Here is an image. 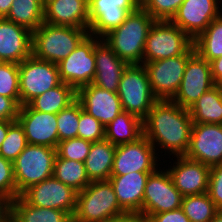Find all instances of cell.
<instances>
[{
  "label": "cell",
  "instance_id": "43",
  "mask_svg": "<svg viewBox=\"0 0 222 222\" xmlns=\"http://www.w3.org/2000/svg\"><path fill=\"white\" fill-rule=\"evenodd\" d=\"M19 108L12 98L0 95V120L16 121Z\"/></svg>",
  "mask_w": 222,
  "mask_h": 222
},
{
  "label": "cell",
  "instance_id": "23",
  "mask_svg": "<svg viewBox=\"0 0 222 222\" xmlns=\"http://www.w3.org/2000/svg\"><path fill=\"white\" fill-rule=\"evenodd\" d=\"M44 22L89 28L88 0H45Z\"/></svg>",
  "mask_w": 222,
  "mask_h": 222
},
{
  "label": "cell",
  "instance_id": "6",
  "mask_svg": "<svg viewBox=\"0 0 222 222\" xmlns=\"http://www.w3.org/2000/svg\"><path fill=\"white\" fill-rule=\"evenodd\" d=\"M56 149L28 144L13 161L17 197L34 184L53 176Z\"/></svg>",
  "mask_w": 222,
  "mask_h": 222
},
{
  "label": "cell",
  "instance_id": "27",
  "mask_svg": "<svg viewBox=\"0 0 222 222\" xmlns=\"http://www.w3.org/2000/svg\"><path fill=\"white\" fill-rule=\"evenodd\" d=\"M72 217L58 209L36 207L21 195L12 202L11 222H71Z\"/></svg>",
  "mask_w": 222,
  "mask_h": 222
},
{
  "label": "cell",
  "instance_id": "19",
  "mask_svg": "<svg viewBox=\"0 0 222 222\" xmlns=\"http://www.w3.org/2000/svg\"><path fill=\"white\" fill-rule=\"evenodd\" d=\"M77 100L81 103L83 110L101 122L104 127L123 111L117 93L102 89L92 83L77 90Z\"/></svg>",
  "mask_w": 222,
  "mask_h": 222
},
{
  "label": "cell",
  "instance_id": "4",
  "mask_svg": "<svg viewBox=\"0 0 222 222\" xmlns=\"http://www.w3.org/2000/svg\"><path fill=\"white\" fill-rule=\"evenodd\" d=\"M126 213L119 205L109 180L92 181L77 193L74 222H107Z\"/></svg>",
  "mask_w": 222,
  "mask_h": 222
},
{
  "label": "cell",
  "instance_id": "21",
  "mask_svg": "<svg viewBox=\"0 0 222 222\" xmlns=\"http://www.w3.org/2000/svg\"><path fill=\"white\" fill-rule=\"evenodd\" d=\"M32 55V32L0 18V62L19 64Z\"/></svg>",
  "mask_w": 222,
  "mask_h": 222
},
{
  "label": "cell",
  "instance_id": "2",
  "mask_svg": "<svg viewBox=\"0 0 222 222\" xmlns=\"http://www.w3.org/2000/svg\"><path fill=\"white\" fill-rule=\"evenodd\" d=\"M155 19L141 6L102 40L128 65L142 64L145 42Z\"/></svg>",
  "mask_w": 222,
  "mask_h": 222
},
{
  "label": "cell",
  "instance_id": "31",
  "mask_svg": "<svg viewBox=\"0 0 222 222\" xmlns=\"http://www.w3.org/2000/svg\"><path fill=\"white\" fill-rule=\"evenodd\" d=\"M195 52L211 62L222 56V15L220 14L193 40Z\"/></svg>",
  "mask_w": 222,
  "mask_h": 222
},
{
  "label": "cell",
  "instance_id": "14",
  "mask_svg": "<svg viewBox=\"0 0 222 222\" xmlns=\"http://www.w3.org/2000/svg\"><path fill=\"white\" fill-rule=\"evenodd\" d=\"M157 169L148 177L144 196L143 214L153 215L181 207L183 196L174 186L168 171Z\"/></svg>",
  "mask_w": 222,
  "mask_h": 222
},
{
  "label": "cell",
  "instance_id": "28",
  "mask_svg": "<svg viewBox=\"0 0 222 222\" xmlns=\"http://www.w3.org/2000/svg\"><path fill=\"white\" fill-rule=\"evenodd\" d=\"M76 99L77 91L72 86L61 82L58 86L32 99L28 105L36 111L58 114Z\"/></svg>",
  "mask_w": 222,
  "mask_h": 222
},
{
  "label": "cell",
  "instance_id": "32",
  "mask_svg": "<svg viewBox=\"0 0 222 222\" xmlns=\"http://www.w3.org/2000/svg\"><path fill=\"white\" fill-rule=\"evenodd\" d=\"M53 176L77 192L84 190L91 183L84 163L63 159L57 155L54 160Z\"/></svg>",
  "mask_w": 222,
  "mask_h": 222
},
{
  "label": "cell",
  "instance_id": "24",
  "mask_svg": "<svg viewBox=\"0 0 222 222\" xmlns=\"http://www.w3.org/2000/svg\"><path fill=\"white\" fill-rule=\"evenodd\" d=\"M94 56L96 71L92 84L117 93L121 76L128 64L120 59L102 39L95 45Z\"/></svg>",
  "mask_w": 222,
  "mask_h": 222
},
{
  "label": "cell",
  "instance_id": "42",
  "mask_svg": "<svg viewBox=\"0 0 222 222\" xmlns=\"http://www.w3.org/2000/svg\"><path fill=\"white\" fill-rule=\"evenodd\" d=\"M146 217L149 222H190L181 207L159 214L146 215Z\"/></svg>",
  "mask_w": 222,
  "mask_h": 222
},
{
  "label": "cell",
  "instance_id": "44",
  "mask_svg": "<svg viewBox=\"0 0 222 222\" xmlns=\"http://www.w3.org/2000/svg\"><path fill=\"white\" fill-rule=\"evenodd\" d=\"M13 200L0 195V222H11Z\"/></svg>",
  "mask_w": 222,
  "mask_h": 222
},
{
  "label": "cell",
  "instance_id": "18",
  "mask_svg": "<svg viewBox=\"0 0 222 222\" xmlns=\"http://www.w3.org/2000/svg\"><path fill=\"white\" fill-rule=\"evenodd\" d=\"M220 14L217 0H184L170 21L194 40Z\"/></svg>",
  "mask_w": 222,
  "mask_h": 222
},
{
  "label": "cell",
  "instance_id": "30",
  "mask_svg": "<svg viewBox=\"0 0 222 222\" xmlns=\"http://www.w3.org/2000/svg\"><path fill=\"white\" fill-rule=\"evenodd\" d=\"M44 5L45 0H14L5 19L33 32L44 22Z\"/></svg>",
  "mask_w": 222,
  "mask_h": 222
},
{
  "label": "cell",
  "instance_id": "34",
  "mask_svg": "<svg viewBox=\"0 0 222 222\" xmlns=\"http://www.w3.org/2000/svg\"><path fill=\"white\" fill-rule=\"evenodd\" d=\"M80 119V102L76 99L57 114L59 142L77 138Z\"/></svg>",
  "mask_w": 222,
  "mask_h": 222
},
{
  "label": "cell",
  "instance_id": "48",
  "mask_svg": "<svg viewBox=\"0 0 222 222\" xmlns=\"http://www.w3.org/2000/svg\"><path fill=\"white\" fill-rule=\"evenodd\" d=\"M14 0H0V18H5Z\"/></svg>",
  "mask_w": 222,
  "mask_h": 222
},
{
  "label": "cell",
  "instance_id": "11",
  "mask_svg": "<svg viewBox=\"0 0 222 222\" xmlns=\"http://www.w3.org/2000/svg\"><path fill=\"white\" fill-rule=\"evenodd\" d=\"M141 6V0H88L89 35L102 39Z\"/></svg>",
  "mask_w": 222,
  "mask_h": 222
},
{
  "label": "cell",
  "instance_id": "9",
  "mask_svg": "<svg viewBox=\"0 0 222 222\" xmlns=\"http://www.w3.org/2000/svg\"><path fill=\"white\" fill-rule=\"evenodd\" d=\"M195 53L192 46L185 54L144 63L150 86L158 100H172L177 94L188 59Z\"/></svg>",
  "mask_w": 222,
  "mask_h": 222
},
{
  "label": "cell",
  "instance_id": "29",
  "mask_svg": "<svg viewBox=\"0 0 222 222\" xmlns=\"http://www.w3.org/2000/svg\"><path fill=\"white\" fill-rule=\"evenodd\" d=\"M193 124H222V98L217 85L205 92L189 109Z\"/></svg>",
  "mask_w": 222,
  "mask_h": 222
},
{
  "label": "cell",
  "instance_id": "38",
  "mask_svg": "<svg viewBox=\"0 0 222 222\" xmlns=\"http://www.w3.org/2000/svg\"><path fill=\"white\" fill-rule=\"evenodd\" d=\"M184 0H141V7L155 20L170 21Z\"/></svg>",
  "mask_w": 222,
  "mask_h": 222
},
{
  "label": "cell",
  "instance_id": "5",
  "mask_svg": "<svg viewBox=\"0 0 222 222\" xmlns=\"http://www.w3.org/2000/svg\"><path fill=\"white\" fill-rule=\"evenodd\" d=\"M117 94L123 111L139 117L142 121L158 101L152 92L143 64H131L125 68Z\"/></svg>",
  "mask_w": 222,
  "mask_h": 222
},
{
  "label": "cell",
  "instance_id": "37",
  "mask_svg": "<svg viewBox=\"0 0 222 222\" xmlns=\"http://www.w3.org/2000/svg\"><path fill=\"white\" fill-rule=\"evenodd\" d=\"M92 142L82 138H72L61 141L56 148V155L63 159L84 163L89 154Z\"/></svg>",
  "mask_w": 222,
  "mask_h": 222
},
{
  "label": "cell",
  "instance_id": "20",
  "mask_svg": "<svg viewBox=\"0 0 222 222\" xmlns=\"http://www.w3.org/2000/svg\"><path fill=\"white\" fill-rule=\"evenodd\" d=\"M171 169H167L174 186L183 197L208 192L210 166L185 156H177Z\"/></svg>",
  "mask_w": 222,
  "mask_h": 222
},
{
  "label": "cell",
  "instance_id": "3",
  "mask_svg": "<svg viewBox=\"0 0 222 222\" xmlns=\"http://www.w3.org/2000/svg\"><path fill=\"white\" fill-rule=\"evenodd\" d=\"M88 29L43 22L32 32V55L37 59L58 64L89 34Z\"/></svg>",
  "mask_w": 222,
  "mask_h": 222
},
{
  "label": "cell",
  "instance_id": "12",
  "mask_svg": "<svg viewBox=\"0 0 222 222\" xmlns=\"http://www.w3.org/2000/svg\"><path fill=\"white\" fill-rule=\"evenodd\" d=\"M77 193L73 188L52 176L30 186L21 196L33 206L62 210L73 217Z\"/></svg>",
  "mask_w": 222,
  "mask_h": 222
},
{
  "label": "cell",
  "instance_id": "47",
  "mask_svg": "<svg viewBox=\"0 0 222 222\" xmlns=\"http://www.w3.org/2000/svg\"><path fill=\"white\" fill-rule=\"evenodd\" d=\"M15 121H8V120H0V146L3 143V141L6 138L7 132L9 127L14 123Z\"/></svg>",
  "mask_w": 222,
  "mask_h": 222
},
{
  "label": "cell",
  "instance_id": "33",
  "mask_svg": "<svg viewBox=\"0 0 222 222\" xmlns=\"http://www.w3.org/2000/svg\"><path fill=\"white\" fill-rule=\"evenodd\" d=\"M181 208L190 222H210L220 211L208 193L183 197Z\"/></svg>",
  "mask_w": 222,
  "mask_h": 222
},
{
  "label": "cell",
  "instance_id": "50",
  "mask_svg": "<svg viewBox=\"0 0 222 222\" xmlns=\"http://www.w3.org/2000/svg\"><path fill=\"white\" fill-rule=\"evenodd\" d=\"M217 86L219 87L220 95H221V98H222V83L217 84Z\"/></svg>",
  "mask_w": 222,
  "mask_h": 222
},
{
  "label": "cell",
  "instance_id": "13",
  "mask_svg": "<svg viewBox=\"0 0 222 222\" xmlns=\"http://www.w3.org/2000/svg\"><path fill=\"white\" fill-rule=\"evenodd\" d=\"M215 85L210 63L195 52L187 61L180 88L172 101L189 109Z\"/></svg>",
  "mask_w": 222,
  "mask_h": 222
},
{
  "label": "cell",
  "instance_id": "26",
  "mask_svg": "<svg viewBox=\"0 0 222 222\" xmlns=\"http://www.w3.org/2000/svg\"><path fill=\"white\" fill-rule=\"evenodd\" d=\"M143 136V121L126 111H122L105 127V140L118 146L137 141Z\"/></svg>",
  "mask_w": 222,
  "mask_h": 222
},
{
  "label": "cell",
  "instance_id": "15",
  "mask_svg": "<svg viewBox=\"0 0 222 222\" xmlns=\"http://www.w3.org/2000/svg\"><path fill=\"white\" fill-rule=\"evenodd\" d=\"M156 151L144 135L135 142L116 146L111 175L156 171Z\"/></svg>",
  "mask_w": 222,
  "mask_h": 222
},
{
  "label": "cell",
  "instance_id": "39",
  "mask_svg": "<svg viewBox=\"0 0 222 222\" xmlns=\"http://www.w3.org/2000/svg\"><path fill=\"white\" fill-rule=\"evenodd\" d=\"M78 138H82L91 142H98L105 139L104 125L93 116L85 112L81 103Z\"/></svg>",
  "mask_w": 222,
  "mask_h": 222
},
{
  "label": "cell",
  "instance_id": "46",
  "mask_svg": "<svg viewBox=\"0 0 222 222\" xmlns=\"http://www.w3.org/2000/svg\"><path fill=\"white\" fill-rule=\"evenodd\" d=\"M212 78L214 83H222V56L210 62Z\"/></svg>",
  "mask_w": 222,
  "mask_h": 222
},
{
  "label": "cell",
  "instance_id": "7",
  "mask_svg": "<svg viewBox=\"0 0 222 222\" xmlns=\"http://www.w3.org/2000/svg\"><path fill=\"white\" fill-rule=\"evenodd\" d=\"M192 46L193 40L177 25L155 20L147 34L142 64L183 55Z\"/></svg>",
  "mask_w": 222,
  "mask_h": 222
},
{
  "label": "cell",
  "instance_id": "17",
  "mask_svg": "<svg viewBox=\"0 0 222 222\" xmlns=\"http://www.w3.org/2000/svg\"><path fill=\"white\" fill-rule=\"evenodd\" d=\"M17 121L24 129L28 144L57 148L59 143L57 114L36 111L28 104L21 105Z\"/></svg>",
  "mask_w": 222,
  "mask_h": 222
},
{
  "label": "cell",
  "instance_id": "40",
  "mask_svg": "<svg viewBox=\"0 0 222 222\" xmlns=\"http://www.w3.org/2000/svg\"><path fill=\"white\" fill-rule=\"evenodd\" d=\"M0 195L14 200L17 197V188L13 173V162L0 156Z\"/></svg>",
  "mask_w": 222,
  "mask_h": 222
},
{
  "label": "cell",
  "instance_id": "8",
  "mask_svg": "<svg viewBox=\"0 0 222 222\" xmlns=\"http://www.w3.org/2000/svg\"><path fill=\"white\" fill-rule=\"evenodd\" d=\"M20 106L61 83L57 64L35 58L33 55L18 64Z\"/></svg>",
  "mask_w": 222,
  "mask_h": 222
},
{
  "label": "cell",
  "instance_id": "49",
  "mask_svg": "<svg viewBox=\"0 0 222 222\" xmlns=\"http://www.w3.org/2000/svg\"><path fill=\"white\" fill-rule=\"evenodd\" d=\"M210 222H222V210H220Z\"/></svg>",
  "mask_w": 222,
  "mask_h": 222
},
{
  "label": "cell",
  "instance_id": "22",
  "mask_svg": "<svg viewBox=\"0 0 222 222\" xmlns=\"http://www.w3.org/2000/svg\"><path fill=\"white\" fill-rule=\"evenodd\" d=\"M153 172H131L111 175L108 179L117 196L120 207L126 213L143 214V196L149 175Z\"/></svg>",
  "mask_w": 222,
  "mask_h": 222
},
{
  "label": "cell",
  "instance_id": "41",
  "mask_svg": "<svg viewBox=\"0 0 222 222\" xmlns=\"http://www.w3.org/2000/svg\"><path fill=\"white\" fill-rule=\"evenodd\" d=\"M207 193L216 207L222 210V164L211 167Z\"/></svg>",
  "mask_w": 222,
  "mask_h": 222
},
{
  "label": "cell",
  "instance_id": "45",
  "mask_svg": "<svg viewBox=\"0 0 222 222\" xmlns=\"http://www.w3.org/2000/svg\"><path fill=\"white\" fill-rule=\"evenodd\" d=\"M107 222H149L146 215L142 213H123L109 219Z\"/></svg>",
  "mask_w": 222,
  "mask_h": 222
},
{
  "label": "cell",
  "instance_id": "25",
  "mask_svg": "<svg viewBox=\"0 0 222 222\" xmlns=\"http://www.w3.org/2000/svg\"><path fill=\"white\" fill-rule=\"evenodd\" d=\"M116 146L107 140L92 142L84 165L89 180L101 181L111 177Z\"/></svg>",
  "mask_w": 222,
  "mask_h": 222
},
{
  "label": "cell",
  "instance_id": "35",
  "mask_svg": "<svg viewBox=\"0 0 222 222\" xmlns=\"http://www.w3.org/2000/svg\"><path fill=\"white\" fill-rule=\"evenodd\" d=\"M27 145L24 129L16 120L9 127L6 138L0 146V156L13 162Z\"/></svg>",
  "mask_w": 222,
  "mask_h": 222
},
{
  "label": "cell",
  "instance_id": "10",
  "mask_svg": "<svg viewBox=\"0 0 222 222\" xmlns=\"http://www.w3.org/2000/svg\"><path fill=\"white\" fill-rule=\"evenodd\" d=\"M99 40L101 39L88 34L69 56L57 64L61 82L72 86L76 91L93 82L96 71L94 48Z\"/></svg>",
  "mask_w": 222,
  "mask_h": 222
},
{
  "label": "cell",
  "instance_id": "16",
  "mask_svg": "<svg viewBox=\"0 0 222 222\" xmlns=\"http://www.w3.org/2000/svg\"><path fill=\"white\" fill-rule=\"evenodd\" d=\"M184 156L210 167L222 164V124H193Z\"/></svg>",
  "mask_w": 222,
  "mask_h": 222
},
{
  "label": "cell",
  "instance_id": "1",
  "mask_svg": "<svg viewBox=\"0 0 222 222\" xmlns=\"http://www.w3.org/2000/svg\"><path fill=\"white\" fill-rule=\"evenodd\" d=\"M193 121L188 109L172 100H158L143 120V135L156 148L184 156L188 150ZM156 142V143H155Z\"/></svg>",
  "mask_w": 222,
  "mask_h": 222
},
{
  "label": "cell",
  "instance_id": "36",
  "mask_svg": "<svg viewBox=\"0 0 222 222\" xmlns=\"http://www.w3.org/2000/svg\"><path fill=\"white\" fill-rule=\"evenodd\" d=\"M0 95L12 98L20 106L18 64L0 62Z\"/></svg>",
  "mask_w": 222,
  "mask_h": 222
}]
</instances>
